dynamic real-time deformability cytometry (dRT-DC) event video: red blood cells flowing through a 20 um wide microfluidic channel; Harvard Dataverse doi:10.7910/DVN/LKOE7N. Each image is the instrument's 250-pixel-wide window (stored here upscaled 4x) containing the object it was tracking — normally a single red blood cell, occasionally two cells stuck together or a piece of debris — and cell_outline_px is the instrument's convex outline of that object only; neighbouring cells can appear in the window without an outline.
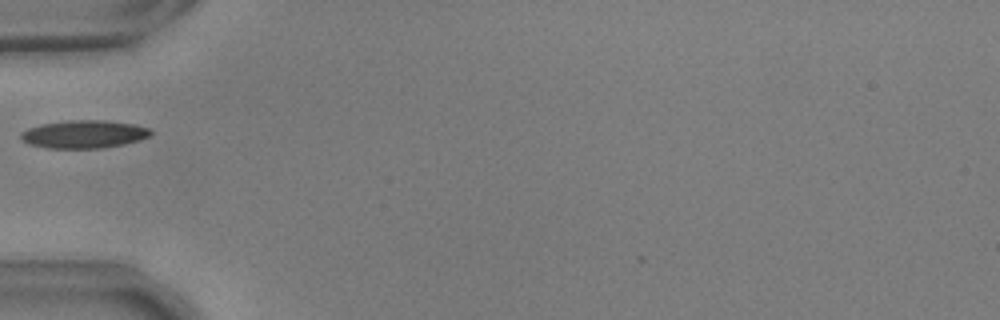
{"species": "common noctule bat (a hibernating species)", "species_latin": "Nyctalus noctula", "temperature_condition": "warm", "stored_images_in_passage": 37, "camera_frame_rate_fps": 3000, "um_per_image_px": 0.085, "animal": {"sex": "male", "body_mass_g": 17.9, "forearm_length_mm": 54.2}, "frame": {"image": 1, "passage_image": 1, "time_ms": 0.0, "image_size_px": [1000, 320], "cell_outline_px": [[152, 136], [140, 140], [124, 144], [104, 148], [48, 148], [28, 144], [20, 140], [20, 132], [28, 128], [40, 124], [68, 120], [104, 120], [136, 124], [152, 128]], "centroid_in_image_um": [7.16, 11.4], "position_along_channel_um": 77.8, "area_um2": 21.56}}
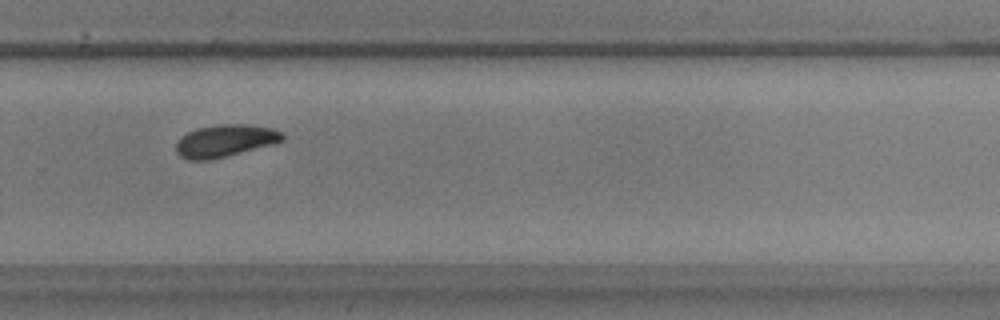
{"frame": {"image": 2, "passage_image": 20, "time_ms": 6.333, "image_size_px": [1000, 320], "cell_outline_px": [[284, 140], [272, 144], [208, 160], [184, 160], [176, 152], [176, 144], [180, 136], [196, 128], [220, 124], [248, 124], [272, 128], [284, 132]], "centroid_in_image_um": [19.11, 11.95], "position_along_channel_um": 310.7, "area_um2": 20.0}}
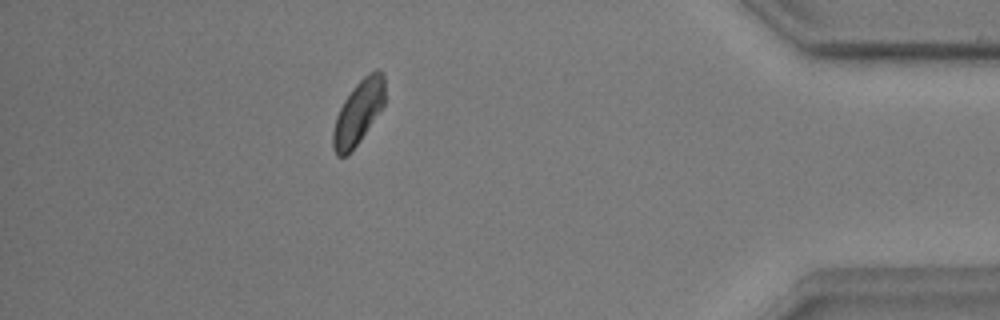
{"frame": {"image": 3, "passage_image": 31, "time_ms": 10.0, "image_size_px": [1000, 320], "cell_outline_px": [[384, 104], [360, 140], [348, 156], [336, 156], [332, 148], [332, 132], [336, 116], [344, 100], [352, 88], [368, 72], [376, 68], [384, 76]], "centroid_in_image_um": [30.42, 9.57], "position_along_channel_um": 404.8, "area_um2": 19.19}}